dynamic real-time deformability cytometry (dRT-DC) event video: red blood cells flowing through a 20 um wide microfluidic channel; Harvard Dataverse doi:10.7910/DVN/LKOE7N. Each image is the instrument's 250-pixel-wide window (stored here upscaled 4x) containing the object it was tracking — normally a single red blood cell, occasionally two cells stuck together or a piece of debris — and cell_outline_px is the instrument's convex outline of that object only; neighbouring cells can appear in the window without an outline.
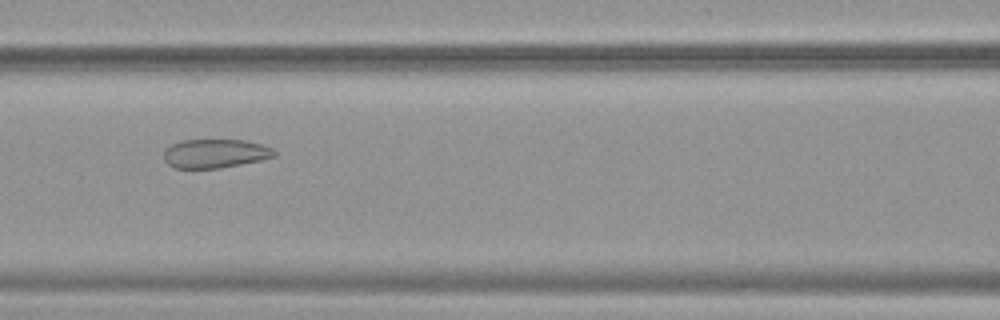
{"species": "common noctule bat (a hibernating species)", "species_latin": "Nyctalus noctula", "temperature_condition": "warm", "stored_images_in_passage": 54, "camera_frame_rate_fps": 3000, "um_per_image_px": 0.085, "animal": {"sex": "female", "body_mass_g": 19.9}, "frame": {"image": 1, "passage_image": 25, "time_ms": 8.0, "image_size_px": [1000, 320], "cell_outline_px": [[276, 156], [260, 160], [220, 168], [176, 168], [168, 164], [164, 160], [164, 148], [180, 140], [244, 140], [260, 144], [272, 148], [276, 152]], "centroid_in_image_um": [18.26, 13.04], "position_along_channel_um": 148.3, "area_um2": 18.55}}
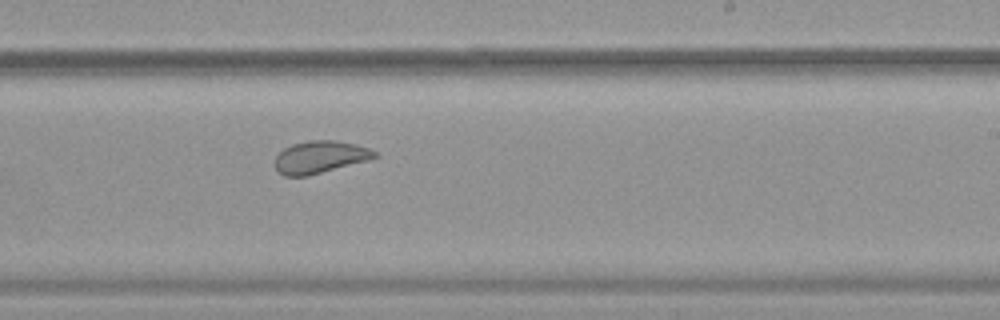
{"frame": {"image": 2, "passage_image": 34, "time_ms": 11.0, "image_size_px": [1000, 320], "cell_outline_px": [[380, 156], [368, 160], [308, 176], [284, 176], [276, 172], [276, 156], [284, 148], [292, 144], [308, 140], [336, 140], [356, 144], [368, 148], [376, 152]], "centroid_in_image_um": [27.2, 13.35], "position_along_channel_um": 261.8, "area_um2": 18.84}}
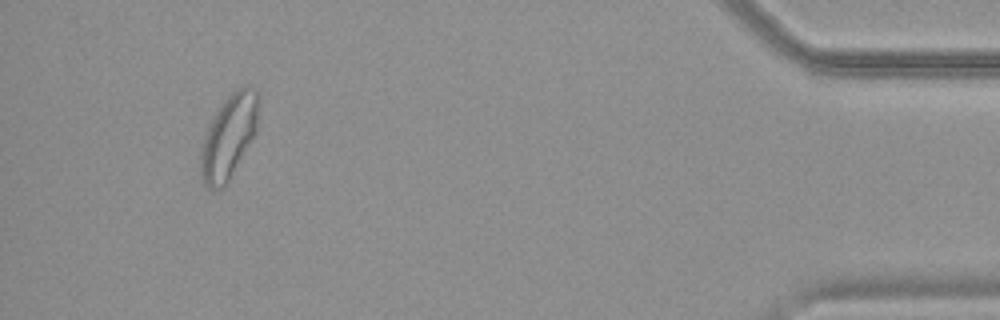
{"frame": {"image": 3, "passage_image": 51, "time_ms": 16.667, "image_size_px": [1000, 320], "cell_outline_px": [[260, 104], [256, 132], [228, 180], [220, 188], [208, 188], [204, 184], [200, 176], [200, 148], [204, 136], [216, 112], [224, 100], [236, 88], [244, 84], [252, 84], [256, 88], [260, 96]], "centroid_in_image_um": [19.48, 11.52], "position_along_channel_um": 415.7, "area_um2": 28.38}, "authors_computed_cell_mechanics": {"area_um2": 25.1141, "velocity_mm_per_s": 3.7985, "shape_relaxation_time_tau1_ms": null, "shape_relaxation_time_tau2_ms": 1.2122, "deformation_change_tau1": null, "deformation_change_tau2": 0.0753}}